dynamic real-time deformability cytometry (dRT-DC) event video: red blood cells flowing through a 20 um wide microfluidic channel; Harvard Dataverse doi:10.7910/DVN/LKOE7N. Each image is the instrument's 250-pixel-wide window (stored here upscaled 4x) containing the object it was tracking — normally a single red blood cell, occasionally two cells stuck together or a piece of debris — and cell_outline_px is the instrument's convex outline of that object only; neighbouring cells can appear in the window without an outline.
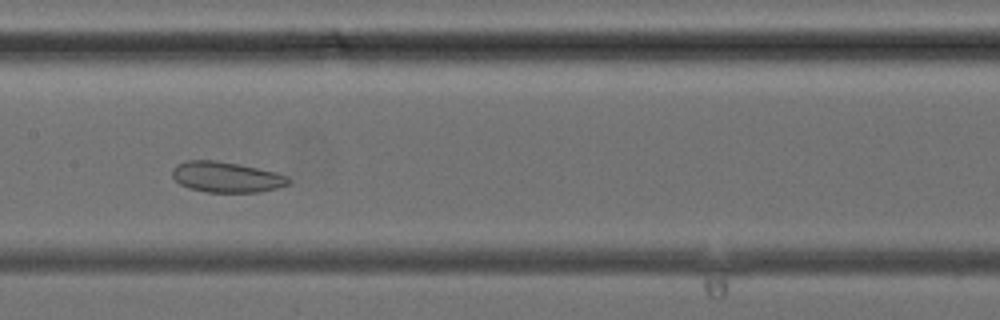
{"species": "common noctule bat (a hibernating species)", "species_latin": "Nyctalus noctula", "temperature_condition": "cold", "stored_images_in_passage": 23, "camera_frame_rate_fps": 3000, "um_per_image_px": 0.085, "animal": {"sex": "female", "body_mass_g": 24.6, "forearm_length_mm": 56.2}, "frame": {"image": 1, "passage_image": 16, "time_ms": 5.0, "image_size_px": [1000, 320], "cell_outline_px": [[292, 180], [288, 184], [276, 188], [260, 192], [204, 192], [188, 188], [180, 184], [172, 176], [172, 168], [176, 164], [188, 160], [216, 160], [240, 164], [276, 172], [288, 176]], "centroid_in_image_um": [19.23, 15.04], "position_along_channel_um": 188.2, "area_um2": 20.92}}
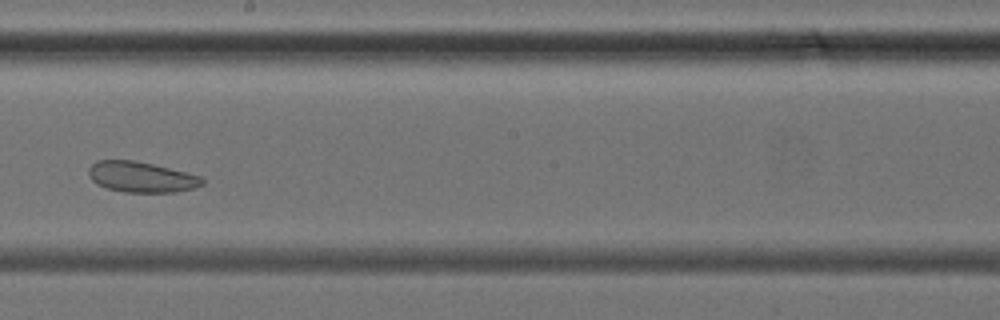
{"frame": {"image": 2, "passage_image": 19, "time_ms": 6.0, "image_size_px": [1000, 320], "cell_outline_px": [[204, 184], [192, 188], [176, 192], [124, 192], [108, 188], [96, 184], [88, 176], [88, 168], [96, 160], [132, 160], [152, 164], [200, 176], [204, 180]], "centroid_in_image_um": [11.97, 15.04], "position_along_channel_um": 236.2, "area_um2": 20.11}}